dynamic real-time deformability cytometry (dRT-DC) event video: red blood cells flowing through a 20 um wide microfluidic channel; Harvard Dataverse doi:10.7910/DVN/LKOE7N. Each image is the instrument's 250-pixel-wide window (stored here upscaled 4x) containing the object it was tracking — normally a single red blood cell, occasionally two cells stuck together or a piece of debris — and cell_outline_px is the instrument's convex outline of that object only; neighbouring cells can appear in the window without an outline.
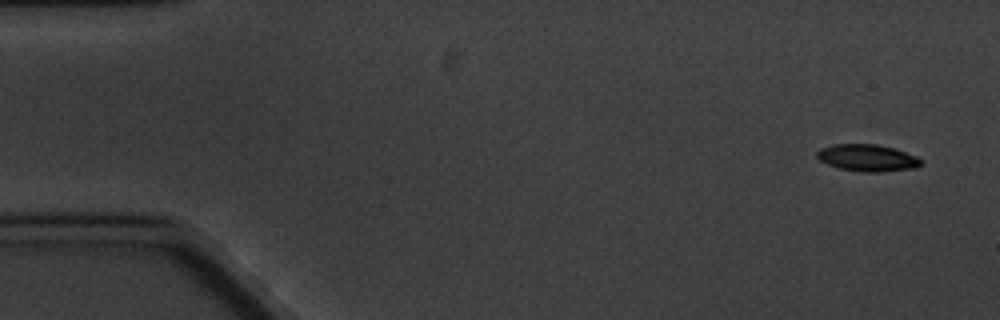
{"species": "common noctule bat (a hibernating species)", "species_latin": "Nyctalus noctula", "temperature_condition": "cold", "stored_images_in_passage": 5, "camera_frame_rate_fps": 3000, "um_per_image_px": 0.085, "animal": {"sex": "male", "body_mass_g": 20.1, "forearm_length_mm": 53.5}, "frame": {"image": 1, "passage_image": 1, "time_ms": 0.0, "image_size_px": [1000, 320], "cell_outline_px": [[920, 164], [916, 168], [880, 172], [860, 172], [840, 168], [828, 164], [820, 160], [816, 156], [816, 152], [820, 148], [832, 144], [876, 144], [892, 148], [916, 156], [920, 160]], "centroid_in_image_um": [73.68, 13.42], "position_along_channel_um": 11.3, "area_um2": 16.18}}
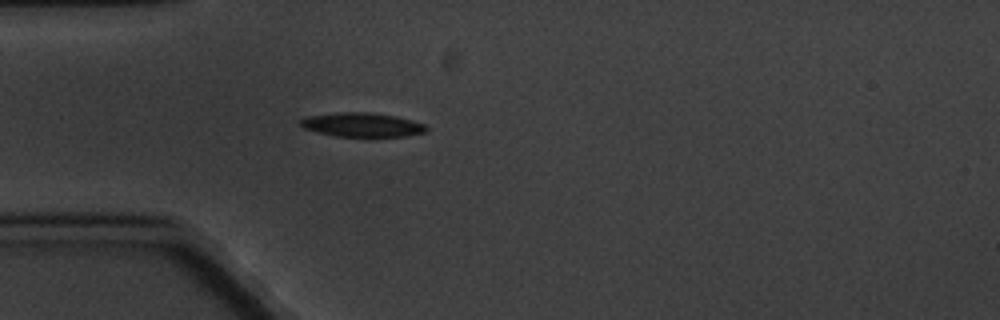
{"frame": {"image": 2, "passage_image": 5, "time_ms": 4.667, "image_size_px": [1000, 320], "cell_outline_px": [[428, 128], [424, 132], [404, 136], [336, 136], [316, 132], [304, 128], [300, 124], [300, 120], [308, 116], [336, 112], [372, 112], [396, 116], [412, 120], [424, 124]], "centroid_in_image_um": [30.76, 10.59], "position_along_channel_um": 54.2, "area_um2": 17.57}}